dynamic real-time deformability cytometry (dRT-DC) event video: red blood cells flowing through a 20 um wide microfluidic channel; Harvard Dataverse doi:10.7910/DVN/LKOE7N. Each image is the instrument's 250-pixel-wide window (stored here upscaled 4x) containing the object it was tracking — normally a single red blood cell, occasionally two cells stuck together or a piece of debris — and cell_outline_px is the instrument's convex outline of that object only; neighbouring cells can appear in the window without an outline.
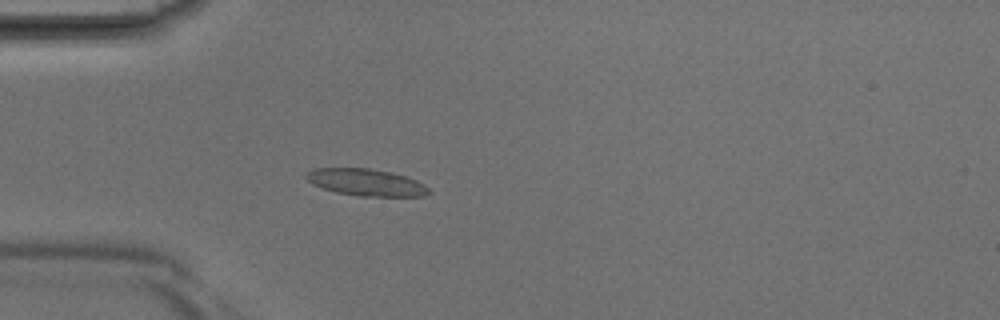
{"species": "Egyptian fruit bat (a non-hibernating species)", "species_latin": "Rousettus aegyptiacus", "temperature_condition": "room temperature", "stored_images_in_passage": 40, "camera_frame_rate_fps": 3000, "um_per_image_px": 0.085, "animal": {"sex": "male"}, "frame": {"image": 1, "passage_image": 11, "time_ms": 3.333, "image_size_px": [1000, 320], "cell_outline_px": [[432, 192], [424, 196], [360, 196], [336, 192], [312, 184], [304, 176], [304, 172], [312, 168], [368, 168], [392, 172], [416, 180], [424, 184]], "centroid_in_image_um": [31.09, 15.49], "position_along_channel_um": 53.9, "area_um2": 19.31}}
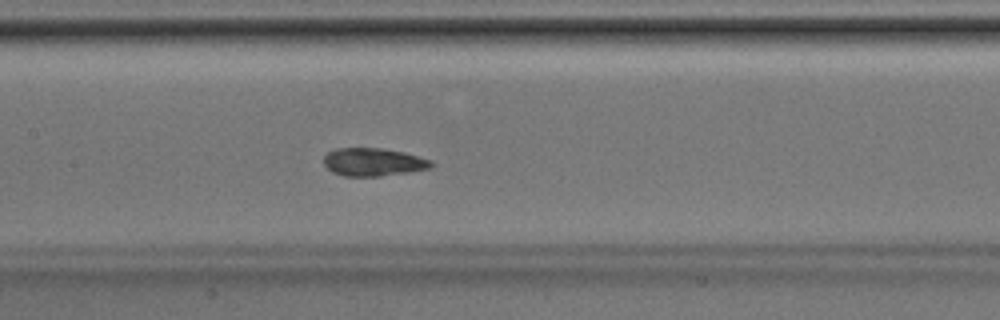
{"frame": {"image": 2, "passage_image": 19, "time_ms": 6.0, "image_size_px": [1000, 320], "cell_outline_px": [[432, 168], [408, 172], [380, 176], [344, 176], [332, 172], [324, 164], [324, 156], [328, 152], [336, 148], [380, 148], [404, 152], [432, 160]], "centroid_in_image_um": [31.73, 13.77], "position_along_channel_um": 175.7, "area_um2": 17.51}}
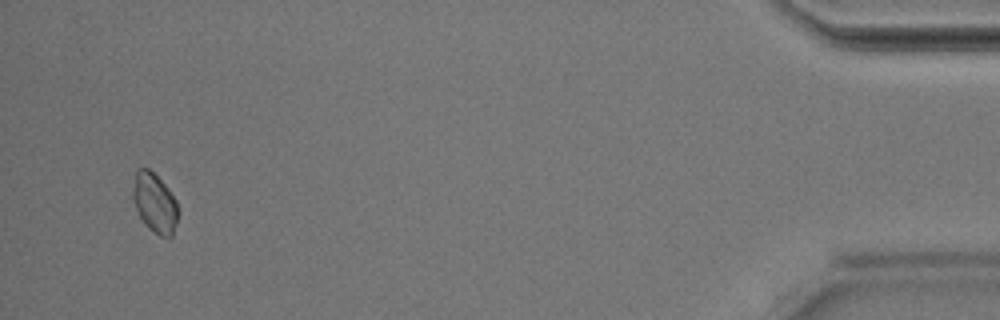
{"frame": {"image": 3, "passage_image": 39, "time_ms": 12.667, "image_size_px": [1000, 320], "cell_outline_px": [[176, 224], [172, 236], [160, 236], [148, 228], [144, 224], [136, 208], [132, 196], [132, 192], [136, 172], [140, 168], [148, 168], [168, 188], [176, 200]], "centroid_in_image_um": [13.13, 17.25], "position_along_channel_um": 422.1, "area_um2": 15.26}}